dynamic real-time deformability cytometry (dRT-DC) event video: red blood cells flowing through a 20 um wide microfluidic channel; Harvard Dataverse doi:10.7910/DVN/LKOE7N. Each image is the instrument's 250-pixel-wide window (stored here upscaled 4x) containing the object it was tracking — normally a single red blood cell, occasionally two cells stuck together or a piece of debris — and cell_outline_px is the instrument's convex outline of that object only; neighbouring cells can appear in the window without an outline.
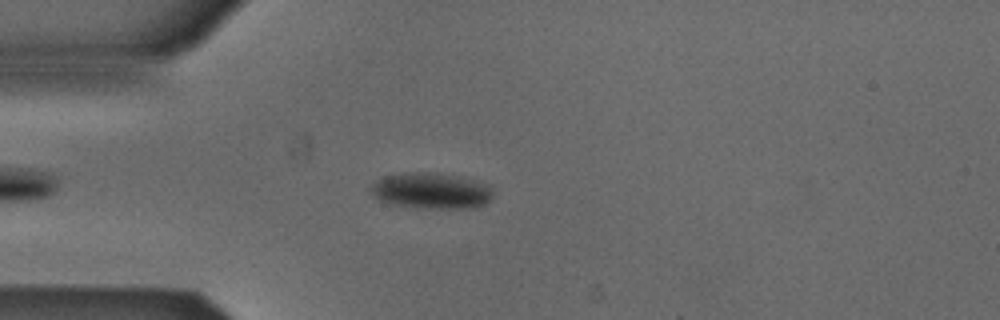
{"species": "Egyptian fruit bat (a non-hibernating species)", "species_latin": "Rousettus aegyptiacus", "temperature_condition": "cold", "stored_images_in_passage": 37, "camera_frame_rate_fps": 3000, "um_per_image_px": 0.085, "animal": {"sex": "male"}, "frame": {"image": 1, "passage_image": 7, "time_ms": 2.0, "image_size_px": [1000, 320], "cell_outline_px": [[492, 196], [484, 204], [476, 208], [408, 208], [392, 204], [380, 200], [372, 196], [368, 188], [372, 184], [384, 176], [408, 172], [428, 172], [460, 176], [492, 184]], "centroid_in_image_um": [36.65, 16.22], "position_along_channel_um": 48.3, "area_um2": 26.13}}
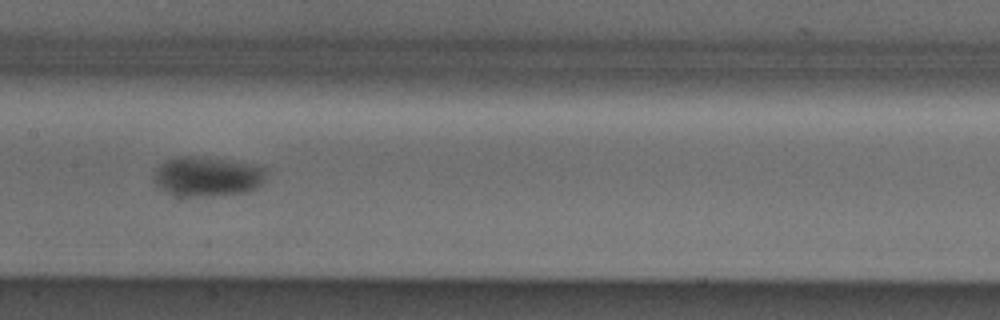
{"frame": {"image": 2, "passage_image": 19, "time_ms": 6.0, "image_size_px": [1000, 320], "cell_outline_px": [[268, 172], [264, 180], [256, 188], [248, 192], [196, 196], [188, 196], [168, 192], [156, 188], [152, 180], [152, 172], [156, 164], [164, 160], [176, 156], [200, 156], [232, 160], [260, 164], [268, 168]], "centroid_in_image_um": [17.6, 14.95], "position_along_channel_um": 189.8, "area_um2": 26.88}}
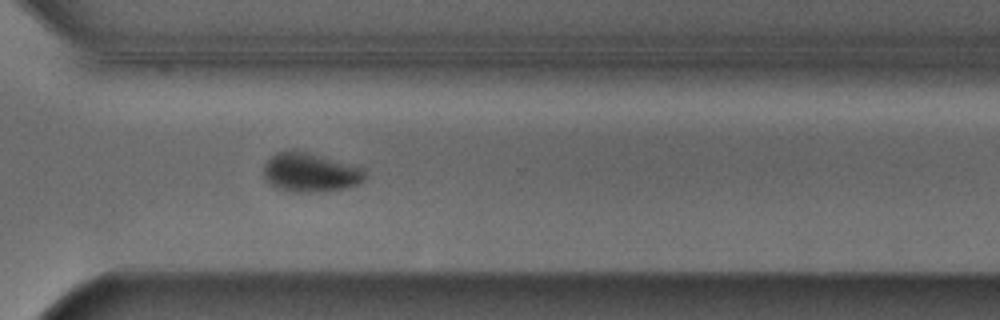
{"frame": {"image": 3, "passage_image": 31, "time_ms": 10.0, "image_size_px": [1000, 320], "cell_outline_px": [[368, 176], [360, 184], [348, 188], [320, 192], [296, 192], [276, 188], [264, 176], [264, 164], [276, 152], [292, 148], [296, 148], [364, 168]], "centroid_in_image_um": [26.42, 14.64], "position_along_channel_um": 344.2, "area_um2": 23.58}, "authors_computed_cell_mechanics": {"area_um2": 24.9696, "velocity_mm_per_s": 3.865, "shape_relaxation_time_tau1_ms": 3.6526, "shape_relaxation_time_tau2_ms": null, "deformation_change_tau1": 0.1025, "deformation_change_tau2": null}}